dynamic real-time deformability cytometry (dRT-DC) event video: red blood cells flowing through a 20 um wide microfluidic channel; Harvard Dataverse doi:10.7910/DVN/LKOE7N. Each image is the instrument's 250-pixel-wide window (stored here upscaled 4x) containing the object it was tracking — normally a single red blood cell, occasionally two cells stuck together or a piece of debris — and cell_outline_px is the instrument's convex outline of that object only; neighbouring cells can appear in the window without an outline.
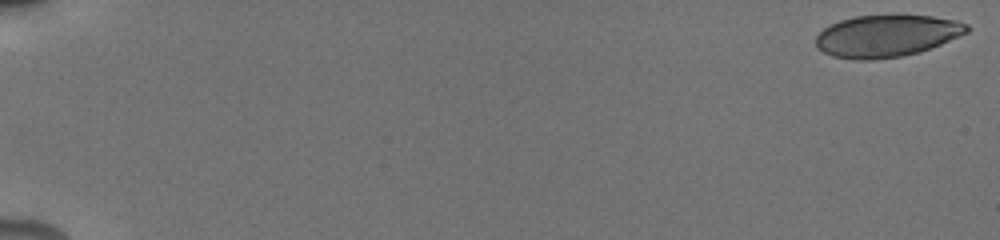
{"species": "human", "species_latin": "Homo sapiens", "temperature_condition": "cold", "stored_images_in_passage": 78, "camera_frame_rate_fps": 3000, "um_per_image_px": 0.085, "donor": {"sex": "male"}, "frame": {"image": 1, "passage_image": 1, "time_ms": 0.0, "image_size_px": [1000, 240], "cell_outline_px": [[968, 32], [940, 44], [916, 52], [900, 56], [872, 60], [856, 60], [832, 56], [816, 48], [816, 36], [824, 28], [840, 20], [856, 16], [892, 12], [932, 16], [956, 20], [968, 24]], "centroid_in_image_um": [75.35, 3.0], "position_along_channel_um": 9.7, "area_um2": 37.57}}
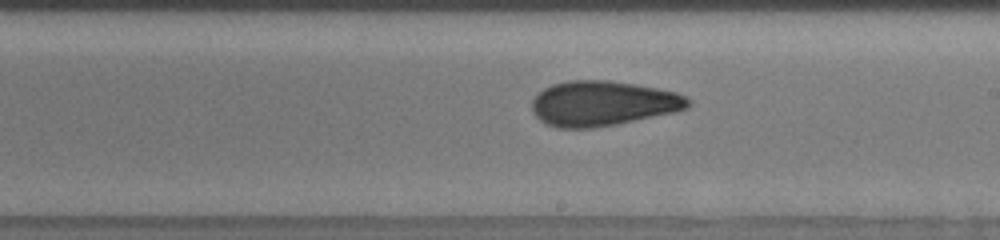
{"frame": {"image": 2, "passage_image": 54, "time_ms": 11.0, "image_size_px": [1000, 240], "cell_outline_px": [[692, 104], [688, 108], [676, 112], [616, 124], [592, 128], [556, 128], [544, 124], [532, 112], [532, 100], [544, 88], [552, 84], [568, 80], [608, 80], [636, 84], [676, 92], [688, 96], [692, 100]], "centroid_in_image_um": [51.26, 8.79], "position_along_channel_um": 237.7, "area_um2": 41.33}}
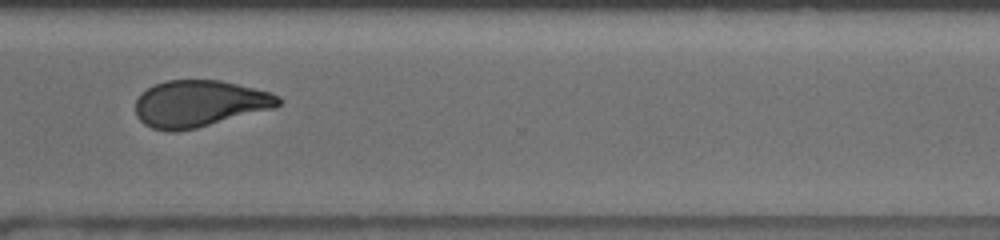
{"frame": {"image": 3, "passage_image": 65, "time_ms": 14.0, "image_size_px": [1000, 240], "cell_outline_px": [[284, 100], [276, 108], [196, 128], [176, 132], [168, 132], [152, 128], [144, 124], [136, 116], [136, 100], [140, 92], [156, 84], [168, 80], [220, 80], [272, 92], [280, 96]], "centroid_in_image_um": [16.97, 8.81], "position_along_channel_um": 353.6, "area_um2": 39.19}, "authors_computed_cell_mechanics": {"area_um2": 39.6508, "velocity_mm_per_s": 3.8647, "shape_relaxation_time_tau1_ms": 7.295, "shape_relaxation_time_tau2_ms": 2.1397, "deformation_change_tau1": 0.1629, "deformation_change_tau2": 0.0931}}